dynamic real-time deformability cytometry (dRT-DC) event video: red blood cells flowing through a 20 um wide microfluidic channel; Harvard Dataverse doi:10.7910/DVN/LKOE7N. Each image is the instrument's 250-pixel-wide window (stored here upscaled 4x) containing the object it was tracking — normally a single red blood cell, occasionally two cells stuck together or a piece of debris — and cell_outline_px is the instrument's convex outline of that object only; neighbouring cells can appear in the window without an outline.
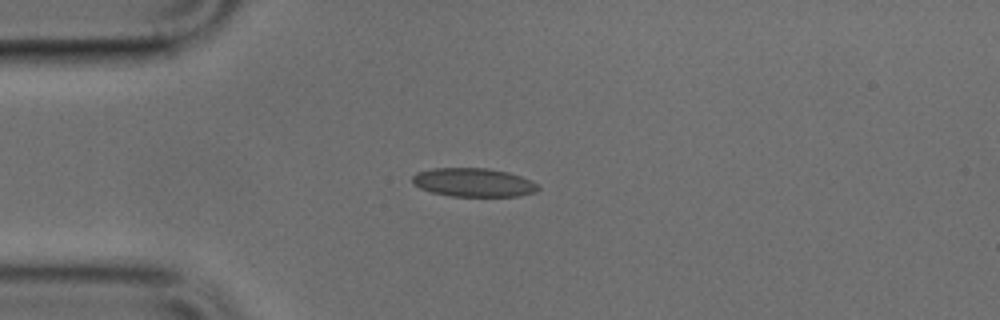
{"species": "common noctule bat (a hibernating species)", "species_latin": "Nyctalus noctula", "temperature_condition": "cold", "stored_images_in_passage": 38, "camera_frame_rate_fps": 3000, "um_per_image_px": 0.085, "animal": {"sex": "male", "body_mass_g": 17.9, "forearm_length_mm": 54.2}, "frame": {"image": 1, "passage_image": 1, "time_ms": 0.0, "image_size_px": [1000, 320], "cell_outline_px": [[540, 188], [536, 192], [520, 196], [452, 196], [432, 192], [420, 188], [412, 180], [412, 176], [416, 172], [432, 168], [488, 168], [508, 172], [532, 180]], "centroid_in_image_um": [40.27, 15.5], "position_along_channel_um": 44.7, "area_um2": 20.98}}
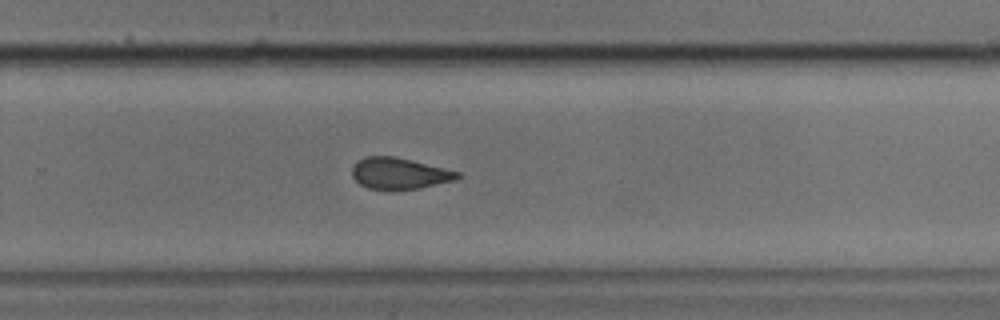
{"frame": {"image": 2, "passage_image": 21, "time_ms": 6.667, "image_size_px": [1000, 320], "cell_outline_px": [[460, 176], [456, 180], [420, 188], [392, 192], [368, 188], [360, 184], [352, 176], [352, 168], [364, 156], [392, 156], [412, 160], [460, 172]], "centroid_in_image_um": [33.94, 14.77], "position_along_channel_um": 295.9, "area_um2": 19.54}}
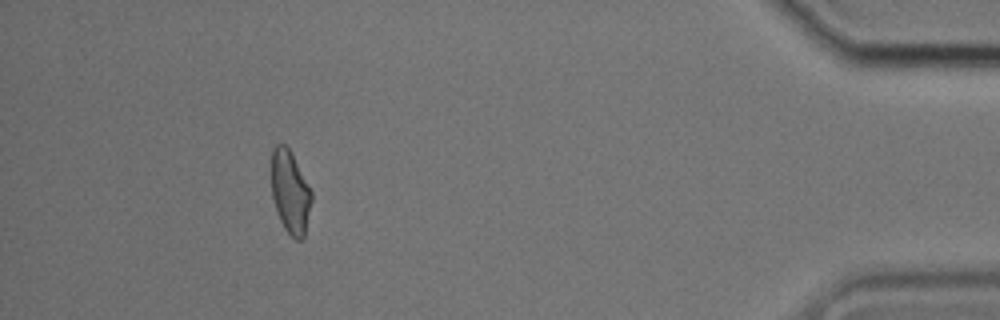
{"frame": {"image": 3, "passage_image": 34, "time_ms": 11.0, "image_size_px": [1000, 320], "cell_outline_px": [[312, 200], [304, 236], [300, 240], [296, 240], [284, 228], [280, 220], [272, 196], [272, 148], [276, 144], [284, 144], [288, 148], [312, 192]], "centroid_in_image_um": [24.66, 16.34], "position_along_channel_um": 410.5, "area_um2": 18.96}}